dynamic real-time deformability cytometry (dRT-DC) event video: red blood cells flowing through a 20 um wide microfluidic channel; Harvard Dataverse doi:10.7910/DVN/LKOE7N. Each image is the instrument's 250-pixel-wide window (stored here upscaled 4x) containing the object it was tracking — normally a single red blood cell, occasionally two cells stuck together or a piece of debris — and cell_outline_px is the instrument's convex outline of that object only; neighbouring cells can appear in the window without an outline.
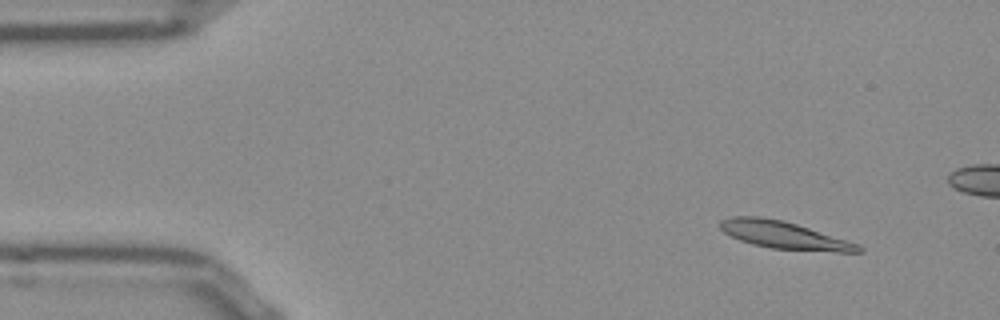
{"species": "Egyptian fruit bat (a non-hibernating species)", "species_latin": "Rousettus aegyptiacus", "temperature_condition": "room temperature", "stored_images_in_passage": 49, "camera_frame_rate_fps": 3000, "um_per_image_px": 0.085, "frame": {"image": 1, "passage_image": 1, "time_ms": 0.0, "image_size_px": [1000, 320], "cell_outline_px": [[864, 252], [836, 252], [772, 248], [752, 244], [740, 240], [724, 232], [720, 228], [720, 220], [732, 216], [760, 216], [784, 220], [860, 244], [864, 248]], "centroid_in_image_um": [66.68, 19.98], "position_along_channel_um": 18.3, "area_um2": 22.14}}
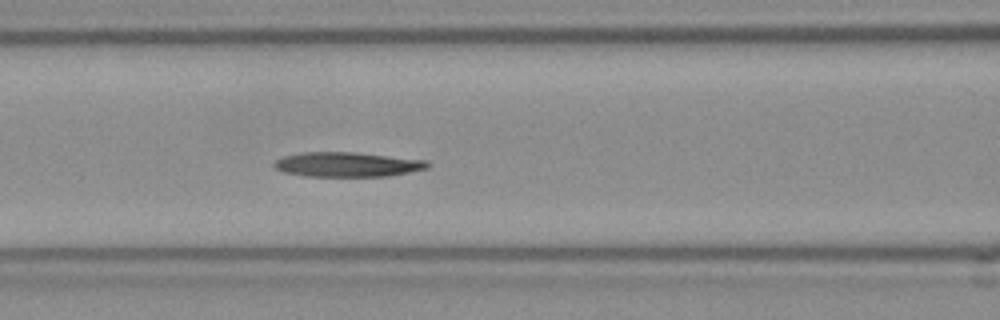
{"frame": {"image": 2, "passage_image": 17, "time_ms": 5.333, "image_size_px": [1000, 320], "cell_outline_px": [[432, 164], [428, 168], [388, 176], [304, 176], [284, 172], [276, 168], [272, 164], [276, 160], [284, 156], [304, 152], [356, 152], [428, 160]], "centroid_in_image_um": [29.55, 13.97], "position_along_channel_um": 137.0, "area_um2": 22.08}}
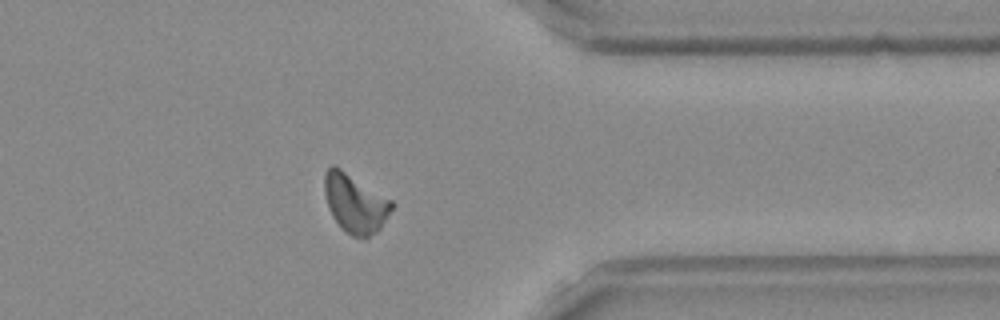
{"frame": {"image": 3, "passage_image": 37, "time_ms": 12.0, "image_size_px": [1000, 320], "cell_outline_px": [[396, 204], [380, 228], [376, 232], [364, 240], [352, 236], [340, 228], [332, 216], [328, 208], [324, 192], [324, 172], [332, 164], [340, 168], [392, 200]], "centroid_in_image_um": [30.18, 17.31], "position_along_channel_um": 381.2, "area_um2": 23.29}}